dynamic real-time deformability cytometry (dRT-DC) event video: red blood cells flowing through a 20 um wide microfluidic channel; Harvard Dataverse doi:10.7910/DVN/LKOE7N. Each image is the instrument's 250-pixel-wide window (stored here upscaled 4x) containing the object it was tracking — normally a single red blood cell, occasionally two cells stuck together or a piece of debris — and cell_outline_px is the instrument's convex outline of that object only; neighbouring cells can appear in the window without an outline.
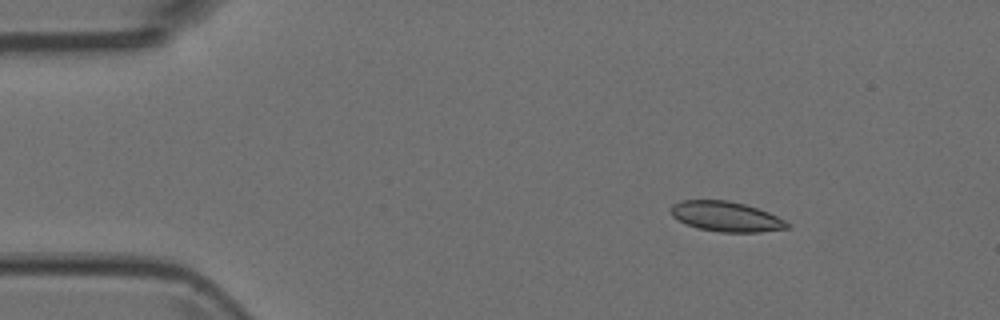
{"species": "Egyptian fruit bat (a non-hibernating species)", "species_latin": "Rousettus aegyptiacus", "temperature_condition": "room temperature", "stored_images_in_passage": 4, "camera_frame_rate_fps": 3000, "um_per_image_px": 0.085, "animal": {"sex": "female"}, "frame": {"image": 1, "passage_image": 2, "time_ms": 0.333, "image_size_px": [1000, 320], "cell_outline_px": [[788, 228], [760, 232], [720, 232], [696, 228], [672, 216], [668, 208], [672, 204], [680, 200], [728, 200], [744, 204], [768, 212], [784, 220], [788, 224]], "centroid_in_image_um": [61.66, 18.4], "position_along_channel_um": 23.3, "area_um2": 20.29}}